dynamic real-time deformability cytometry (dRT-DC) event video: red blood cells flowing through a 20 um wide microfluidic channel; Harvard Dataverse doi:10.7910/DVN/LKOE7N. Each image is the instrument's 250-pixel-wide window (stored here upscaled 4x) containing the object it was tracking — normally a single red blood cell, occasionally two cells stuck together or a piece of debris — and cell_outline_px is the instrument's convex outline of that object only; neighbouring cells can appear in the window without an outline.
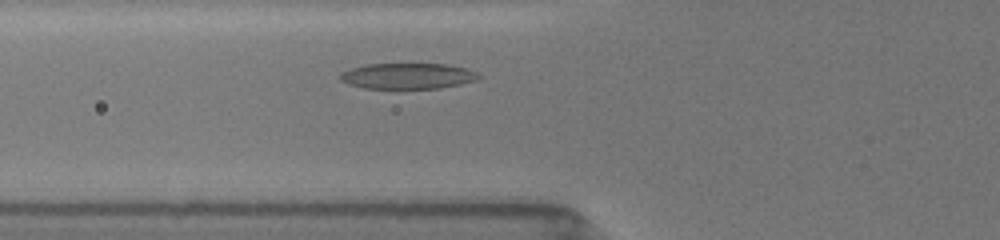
{"species": "common noctule bat (a hibernating species)", "species_latin": "Nyctalus noctula", "temperature_condition": "room temperature", "stored_images_in_passage": 3, "camera_frame_rate_fps": 3000, "um_per_image_px": 0.085, "animal": {"sex": "female", "body_mass_g": 19.5, "forearm_length_mm": 54.1}, "frame": {"image": 1, "passage_image": 3, "time_ms": 1.333, "image_size_px": [1000, 240], "cell_outline_px": [[480, 80], [440, 88], [364, 88], [348, 84], [340, 80], [340, 72], [352, 68], [368, 64], [448, 64], [464, 68], [476, 72], [480, 76]], "centroid_in_image_um": [34.66, 6.46], "position_along_channel_um": 91.1, "area_um2": 20.75}}